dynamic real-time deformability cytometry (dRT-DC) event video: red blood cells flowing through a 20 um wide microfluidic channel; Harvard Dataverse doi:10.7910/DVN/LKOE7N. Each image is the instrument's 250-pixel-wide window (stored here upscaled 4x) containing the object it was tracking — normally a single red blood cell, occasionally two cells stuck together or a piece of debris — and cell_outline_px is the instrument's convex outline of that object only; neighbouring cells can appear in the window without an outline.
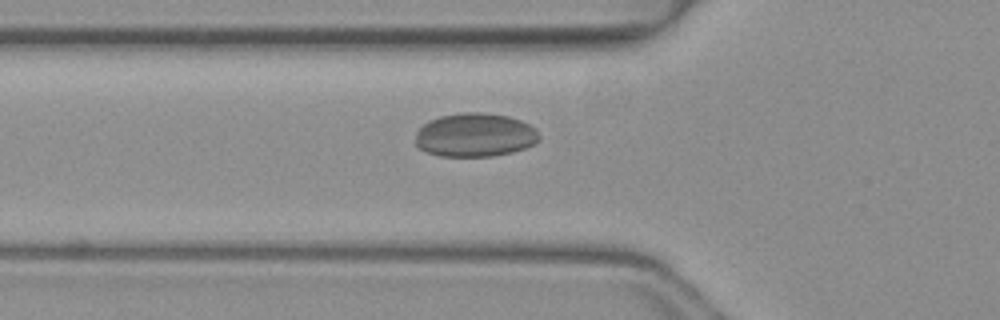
{"species": "common noctule bat (a hibernating species)", "species_latin": "Nyctalus noctula", "temperature_condition": "warm", "stored_images_in_passage": 38, "camera_frame_rate_fps": 3000, "um_per_image_px": 0.085, "animal": {"sex": "female", "body_mass_g": 19.3, "forearm_length_mm": 54.1}, "frame": {"image": 1, "passage_image": 6, "time_ms": 1.667, "image_size_px": [1000, 320], "cell_outline_px": [[540, 140], [524, 148], [512, 152], [492, 156], [440, 156], [428, 152], [420, 148], [416, 144], [416, 132], [428, 120], [440, 116], [460, 112], [480, 112], [508, 116], [520, 120], [536, 128], [540, 136]], "centroid_in_image_um": [40.38, 11.46], "position_along_channel_um": 85.4, "area_um2": 31.5}}
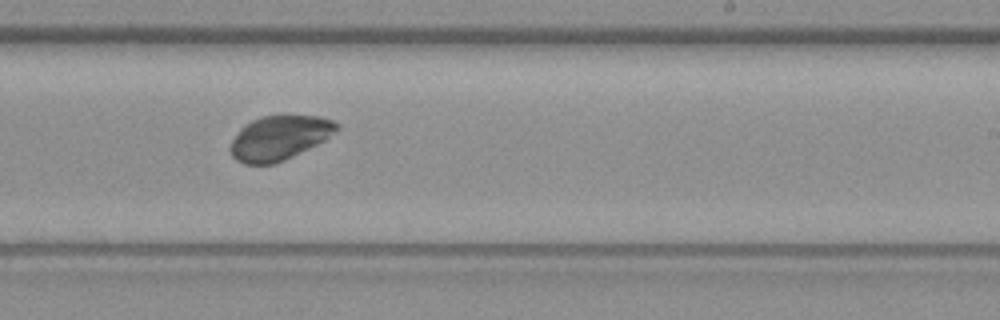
{"frame": {"image": 2, "passage_image": 19, "time_ms": 6.0, "image_size_px": [1000, 320], "cell_outline_px": [[340, 128], [324, 140], [284, 160], [272, 164], [244, 164], [236, 160], [232, 156], [228, 148], [232, 140], [240, 128], [244, 124], [252, 120], [264, 116], [284, 112], [320, 116], [332, 120], [340, 124]], "centroid_in_image_um": [23.74, 11.66], "position_along_channel_um": 265.3, "area_um2": 28.15}}
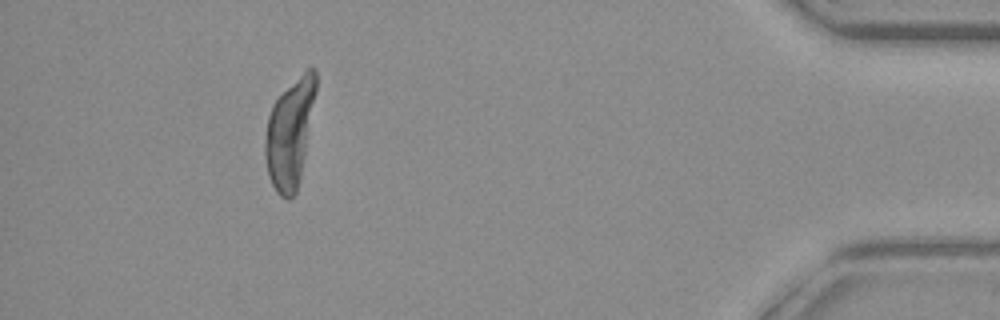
{"frame": {"image": 3, "passage_image": 34, "time_ms": 11.0, "image_size_px": [1000, 320], "cell_outline_px": [[316, 92], [300, 176], [296, 192], [288, 200], [280, 196], [276, 192], [268, 176], [264, 156], [264, 140], [268, 116], [272, 104], [308, 68], [316, 68]], "centroid_in_image_um": [24.61, 11.37], "position_along_channel_um": 410.6, "area_um2": 31.44}}